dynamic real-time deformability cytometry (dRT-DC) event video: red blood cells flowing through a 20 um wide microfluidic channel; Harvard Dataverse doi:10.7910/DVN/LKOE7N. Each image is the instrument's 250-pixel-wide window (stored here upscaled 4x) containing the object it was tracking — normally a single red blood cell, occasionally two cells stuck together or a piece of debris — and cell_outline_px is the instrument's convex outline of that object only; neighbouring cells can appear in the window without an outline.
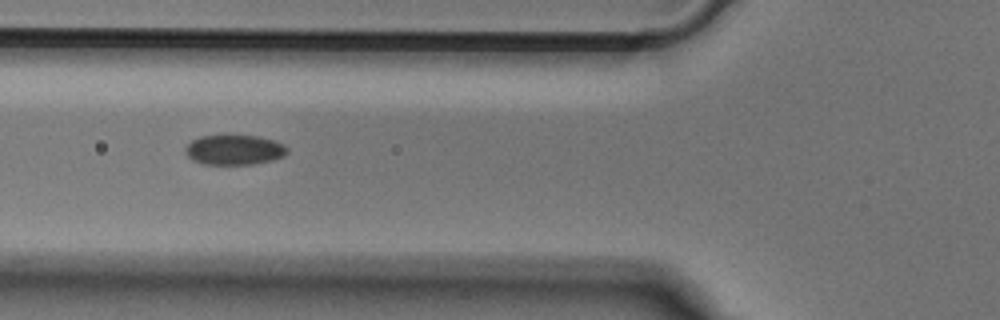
{"species": "Egyptian fruit bat (a non-hibernating species)", "species_latin": "Rousettus aegyptiacus", "temperature_condition": "cold", "stored_images_in_passage": 37, "camera_frame_rate_fps": 3000, "um_per_image_px": 0.085, "animal": {"sex": "male"}, "frame": {"image": 1, "passage_image": 5, "time_ms": 1.333, "image_size_px": [1000, 320], "cell_outline_px": [[288, 152], [284, 156], [272, 160], [252, 164], [204, 164], [192, 160], [184, 152], [184, 148], [192, 140], [200, 136], [260, 136], [276, 140], [284, 144], [288, 148]], "centroid_in_image_um": [19.93, 12.73], "position_along_channel_um": 105.9, "area_um2": 17.86}}
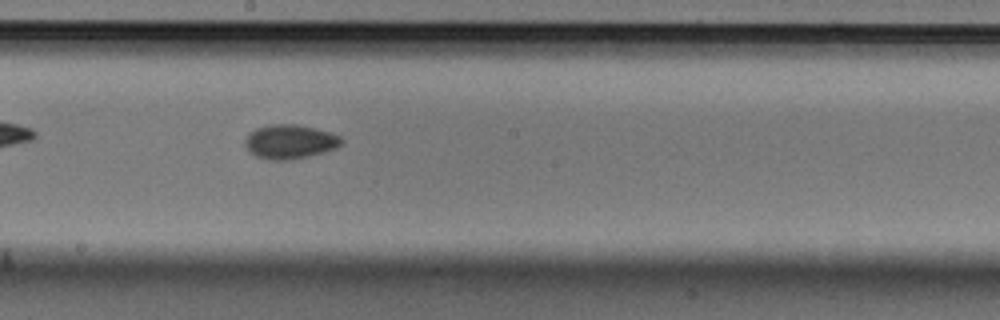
{"frame": {"image": 2, "passage_image": 14, "time_ms": 4.333, "image_size_px": [1000, 320], "cell_outline_px": [[344, 140], [336, 148], [324, 152], [308, 156], [288, 160], [272, 160], [256, 156], [244, 144], [244, 140], [248, 132], [256, 128], [272, 124], [296, 124], [316, 128], [340, 136]], "centroid_in_image_um": [24.63, 12.03], "position_along_channel_um": 223.6, "area_um2": 19.13}}
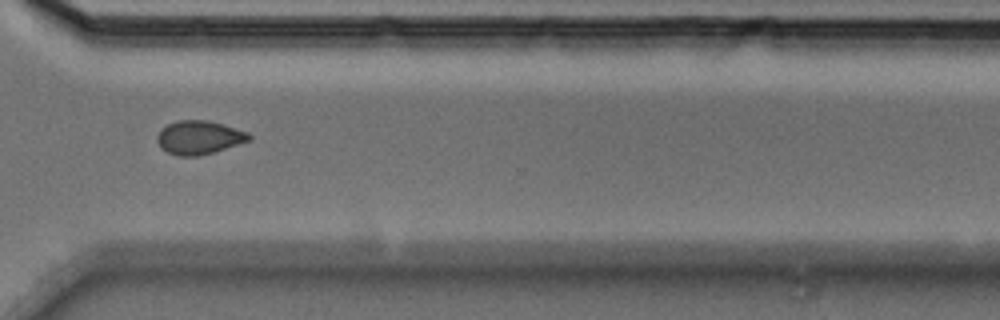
{"frame": {"image": 3, "passage_image": 24, "time_ms": 7.667, "image_size_px": [1000, 320], "cell_outline_px": [[252, 140], [212, 152], [196, 156], [180, 156], [168, 152], [160, 148], [156, 140], [156, 136], [160, 128], [176, 120], [208, 120], [224, 124], [248, 132], [252, 136]], "centroid_in_image_um": [16.91, 11.67], "position_along_channel_um": 353.7, "area_um2": 18.15}}